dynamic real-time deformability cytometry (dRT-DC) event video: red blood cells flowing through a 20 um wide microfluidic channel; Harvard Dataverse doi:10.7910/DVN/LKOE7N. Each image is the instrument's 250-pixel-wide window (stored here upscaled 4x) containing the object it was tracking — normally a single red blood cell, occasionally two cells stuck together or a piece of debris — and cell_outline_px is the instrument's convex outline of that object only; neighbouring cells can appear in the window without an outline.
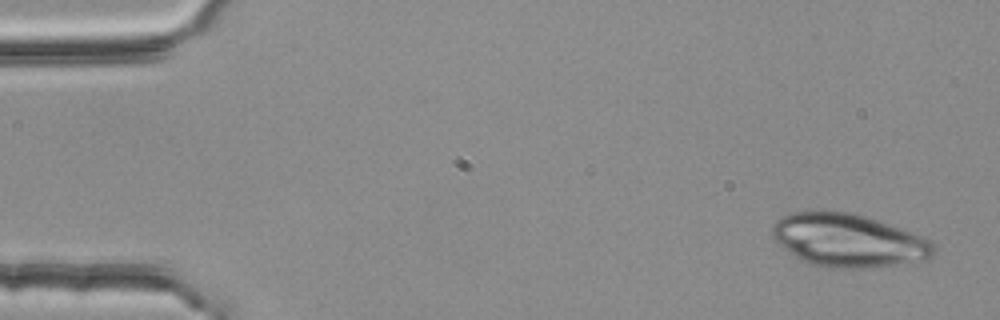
{"species": "common noctule bat (a hibernating species)", "species_latin": "Nyctalus noctula", "temperature_condition": "room temperature", "stored_images_in_passage": 3, "camera_frame_rate_fps": 3000, "um_per_image_px": 0.085, "animal": {"sex": "female", "body_mass_g": 25.1}, "frame": {"image": 1, "passage_image": 1, "time_ms": 0.0, "image_size_px": [1000, 320], "cell_outline_px": [[936, 252], [932, 256], [924, 260], [868, 268], [828, 268], [808, 264], [800, 260], [780, 244], [772, 236], [772, 228], [776, 220], [792, 212], [848, 212], [864, 216], [924, 236], [932, 240], [936, 244]], "centroid_in_image_um": [72.15, 20.46], "position_along_channel_um": 12.9, "area_um2": 49.71}}